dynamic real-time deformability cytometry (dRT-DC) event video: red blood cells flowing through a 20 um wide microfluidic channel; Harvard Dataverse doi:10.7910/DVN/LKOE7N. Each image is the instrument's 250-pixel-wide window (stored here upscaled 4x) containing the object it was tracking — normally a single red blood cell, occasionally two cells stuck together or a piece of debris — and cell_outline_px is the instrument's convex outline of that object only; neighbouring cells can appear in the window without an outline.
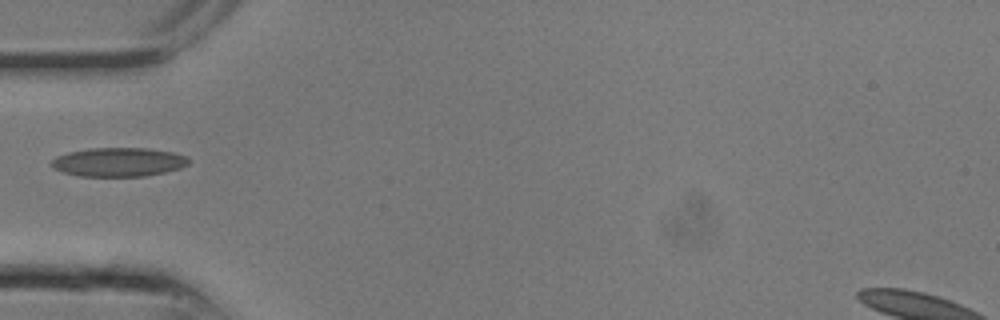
{"species": "common noctule bat (a hibernating species)", "species_latin": "Nyctalus noctula", "temperature_condition": "room temperature", "stored_images_in_passage": 18, "camera_frame_rate_fps": 3000, "um_per_image_px": 0.085, "animal": {"sex": "male", "body_mass_g": 13.3}, "frame": {"image": 1, "passage_image": 1, "time_ms": 0.0, "image_size_px": [1000, 320], "cell_outline_px": [[188, 164], [180, 168], [164, 172], [144, 176], [80, 176], [64, 172], [52, 168], [52, 160], [56, 156], [68, 152], [88, 148], [148, 148], [172, 152], [188, 156]], "centroid_in_image_um": [10.07, 13.77], "position_along_channel_um": 74.9, "area_um2": 23.06}}
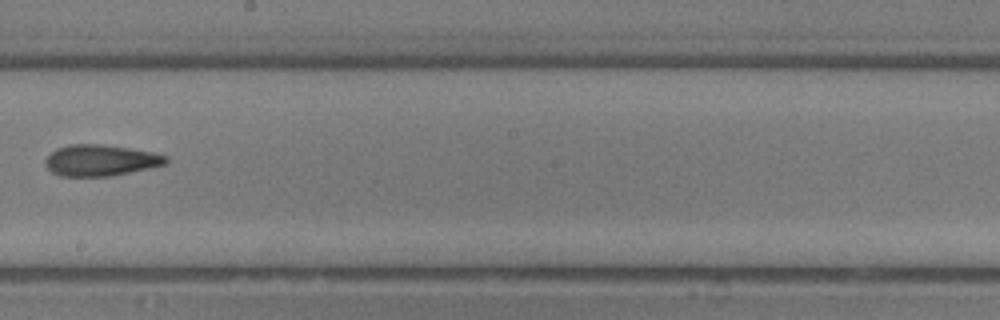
{"frame": {"image": 2, "passage_image": 7, "time_ms": 2.0, "image_size_px": [1000, 320], "cell_outline_px": [[168, 160], [164, 164], [148, 168], [112, 176], [60, 176], [52, 172], [44, 164], [44, 160], [56, 148], [68, 144], [104, 144], [152, 152], [168, 156]], "centroid_in_image_um": [8.51, 13.62], "position_along_channel_um": 239.7, "area_um2": 21.91}}
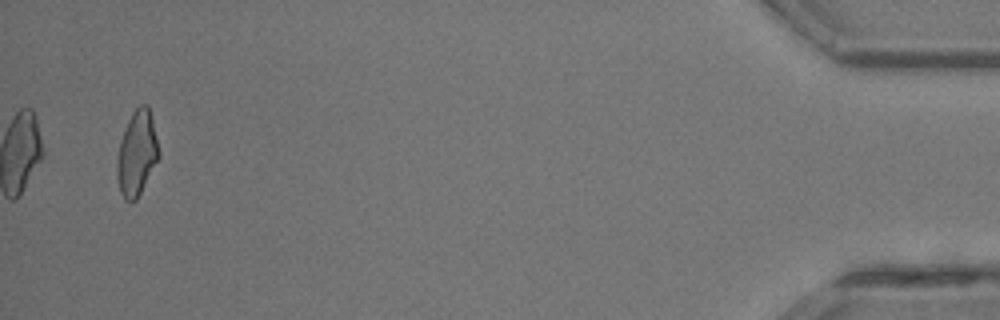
{"frame": {"image": 3, "passage_image": 17, "time_ms": 5.333, "image_size_px": [1000, 320], "cell_outline_px": [[160, 156], [136, 200], [124, 200], [120, 192], [116, 176], [116, 160], [120, 140], [124, 128], [132, 112], [140, 104], [148, 104], [152, 116], [160, 152]], "centroid_in_image_um": [11.63, 13.0], "position_along_channel_um": 423.6, "area_um2": 20.87}}